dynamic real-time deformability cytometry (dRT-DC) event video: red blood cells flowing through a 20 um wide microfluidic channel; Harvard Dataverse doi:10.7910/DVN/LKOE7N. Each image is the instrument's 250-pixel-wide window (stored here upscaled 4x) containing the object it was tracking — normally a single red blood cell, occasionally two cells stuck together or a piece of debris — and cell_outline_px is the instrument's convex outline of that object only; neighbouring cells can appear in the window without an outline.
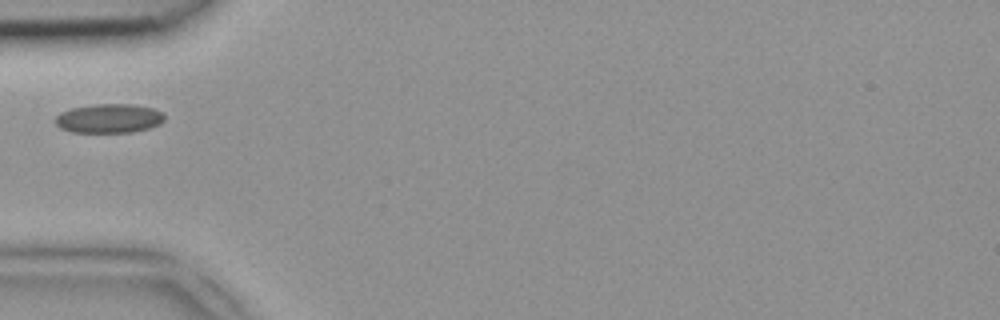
{"species": "common noctule bat (a hibernating species)", "species_latin": "Nyctalus noctula", "temperature_condition": "room temperature", "stored_images_in_passage": 6, "camera_frame_rate_fps": 3000, "um_per_image_px": 0.085, "animal": {"sex": "female", "body_mass_g": 18.4}, "frame": {"image": 1, "passage_image": 1, "time_ms": 0.0, "image_size_px": [1000, 320], "cell_outline_px": [[164, 120], [160, 124], [148, 128], [132, 132], [72, 132], [60, 128], [56, 124], [56, 116], [60, 112], [72, 108], [92, 104], [132, 104], [152, 108], [164, 112]], "centroid_in_image_um": [9.27, 10.06], "position_along_channel_um": 75.7, "area_um2": 18.55}}